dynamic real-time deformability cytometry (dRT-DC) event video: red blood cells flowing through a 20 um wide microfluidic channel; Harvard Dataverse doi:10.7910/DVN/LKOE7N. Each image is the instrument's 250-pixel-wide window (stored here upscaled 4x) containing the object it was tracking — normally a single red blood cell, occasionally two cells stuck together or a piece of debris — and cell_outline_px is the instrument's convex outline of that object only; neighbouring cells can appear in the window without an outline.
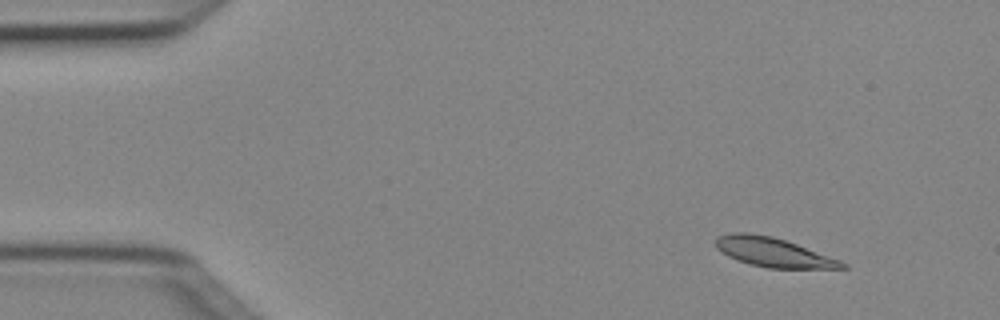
{"species": "Egyptian fruit bat (a non-hibernating species)", "species_latin": "Rousettus aegyptiacus", "temperature_condition": "cold", "stored_images_in_passage": 7, "camera_frame_rate_fps": 3000, "um_per_image_px": 0.085, "animal": {"sex": "female"}, "frame": {"image": 1, "passage_image": 2, "time_ms": 0.333, "image_size_px": [1000, 320], "cell_outline_px": [[848, 268], [768, 268], [736, 260], [728, 256], [716, 248], [716, 236], [732, 232], [748, 232], [772, 236], [796, 244], [840, 260], [848, 264]], "centroid_in_image_um": [65.7, 21.43], "position_along_channel_um": 19.3, "area_um2": 21.39}}
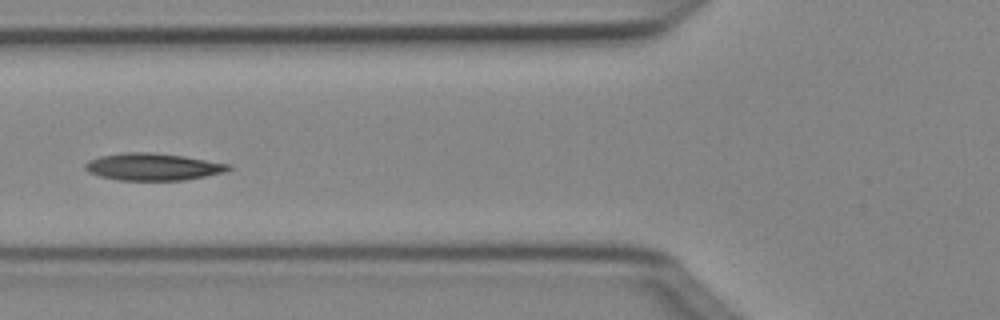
{"frame": {"image": 2, "passage_image": 6, "time_ms": 1.667, "image_size_px": [1000, 320], "cell_outline_px": [[232, 168], [228, 172], [184, 180], [116, 180], [100, 176], [88, 172], [84, 168], [84, 164], [88, 160], [100, 156], [124, 152], [152, 152], [184, 156], [232, 164]], "centroid_in_image_um": [13.02, 14.17], "position_along_channel_um": 112.8, "area_um2": 22.95}}
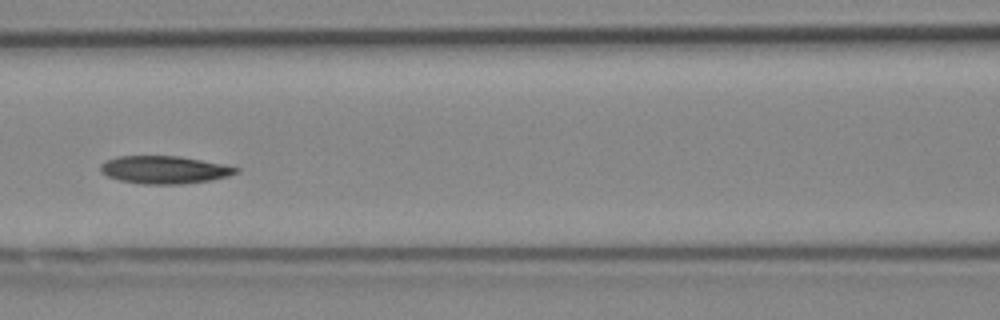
{"frame": {"image": 3, "passage_image": 7, "time_ms": 2.0, "image_size_px": [1000, 320], "cell_outline_px": [[240, 172], [228, 176], [212, 180], [184, 184], [140, 184], [120, 180], [108, 176], [100, 172], [100, 164], [104, 160], [116, 156], [180, 156], [224, 164], [240, 168]], "centroid_in_image_um": [13.98, 14.43], "position_along_channel_um": 152.6, "area_um2": 22.2}}